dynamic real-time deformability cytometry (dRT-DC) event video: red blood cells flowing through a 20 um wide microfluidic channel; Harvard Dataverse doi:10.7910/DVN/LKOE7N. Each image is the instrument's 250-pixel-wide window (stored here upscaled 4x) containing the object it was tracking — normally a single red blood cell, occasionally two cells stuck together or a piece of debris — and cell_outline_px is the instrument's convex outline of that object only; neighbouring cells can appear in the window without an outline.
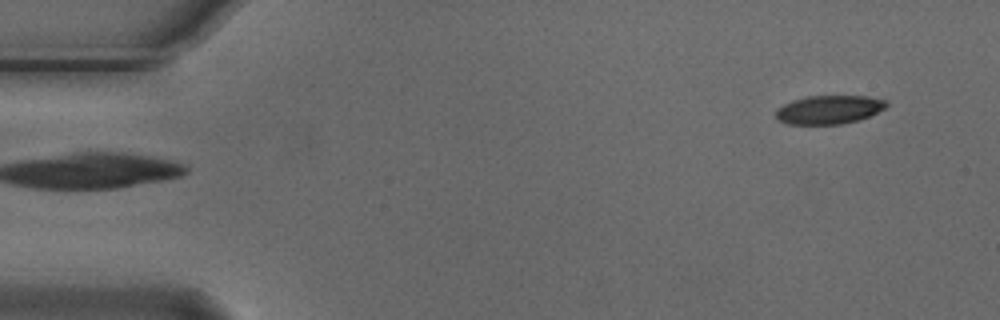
{"species": "Egyptian fruit bat (a non-hibernating species)", "species_latin": "Rousettus aegyptiacus", "temperature_condition": "cold", "stored_images_in_passage": 5, "segment_of_instrument_passage": [2, 2], "camera_frame_rate_fps": 3000, "um_per_image_px": 0.085, "animal": {"sex": "male"}, "frame": {"image": 1, "passage_image": 5, "time_ms": 1.333, "image_size_px": [1000, 320], "cell_outline_px": [[888, 104], [884, 108], [868, 116], [856, 120], [840, 124], [788, 124], [776, 120], [776, 108], [792, 100], [808, 96], [868, 96], [888, 100]], "centroid_in_image_um": [70.43, 9.31], "position_along_channel_um": 14.6, "area_um2": 18.38}}